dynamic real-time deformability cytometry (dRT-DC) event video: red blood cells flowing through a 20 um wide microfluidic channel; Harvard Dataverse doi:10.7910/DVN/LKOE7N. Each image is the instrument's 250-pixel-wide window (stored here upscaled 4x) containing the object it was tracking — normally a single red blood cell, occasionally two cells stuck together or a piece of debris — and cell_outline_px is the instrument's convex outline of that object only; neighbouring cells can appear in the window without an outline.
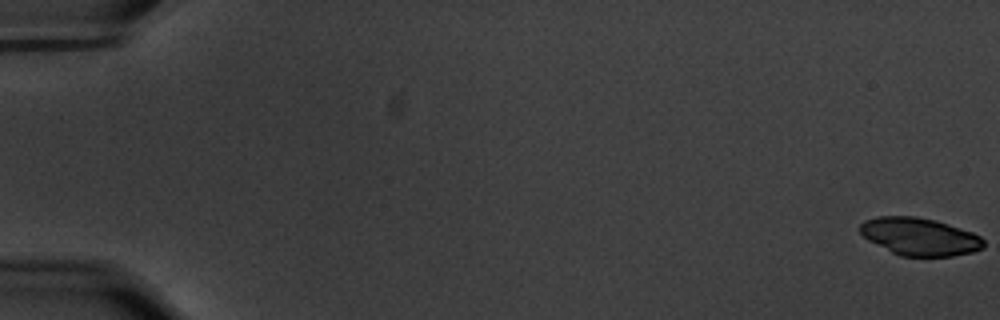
{"species": "common noctule bat (a hibernating species)", "species_latin": "Nyctalus noctula", "temperature_condition": "warm", "stored_images_in_passage": 21, "camera_frame_rate_fps": 3000, "um_per_image_px": 0.085, "animal": {"sex": "male", "body_mass_g": 20.1, "forearm_length_mm": 53.5}, "frame": {"image": 1, "passage_image": 1, "time_ms": 0.0, "image_size_px": [1000, 320], "cell_outline_px": [[984, 248], [972, 252], [952, 256], [900, 256], [868, 240], [860, 232], [860, 224], [864, 220], [876, 216], [916, 216], [936, 220], [972, 232], [980, 236], [984, 240]], "centroid_in_image_um": [78.17, 20.1], "position_along_channel_um": 6.8, "area_um2": 27.11}}